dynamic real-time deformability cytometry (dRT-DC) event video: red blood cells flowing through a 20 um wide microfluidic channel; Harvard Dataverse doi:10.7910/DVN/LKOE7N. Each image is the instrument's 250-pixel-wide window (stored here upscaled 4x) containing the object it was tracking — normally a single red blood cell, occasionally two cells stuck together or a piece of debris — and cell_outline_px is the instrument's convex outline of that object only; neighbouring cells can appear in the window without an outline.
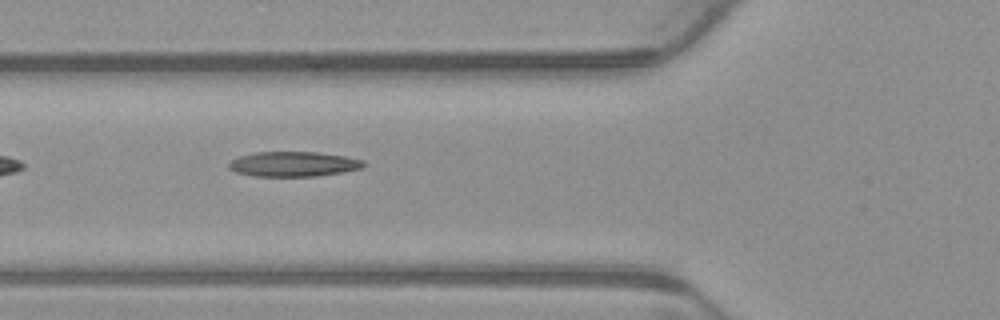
{"species": "common noctule bat (a hibernating species)", "species_latin": "Nyctalus noctula", "temperature_condition": "warm", "stored_images_in_passage": 5, "camera_frame_rate_fps": 3000, "um_per_image_px": 0.085, "animal": {"sex": "male", "body_mass_g": 23.1, "forearm_length_mm": 52.7}, "frame": {"image": 1, "passage_image": 5, "time_ms": 1.333, "image_size_px": [1000, 320], "cell_outline_px": [[368, 164], [360, 168], [340, 172], [316, 176], [256, 176], [236, 172], [228, 168], [228, 164], [232, 160], [240, 156], [256, 152], [316, 152], [344, 156], [364, 160]], "centroid_in_image_um": [24.95, 13.94], "position_along_channel_um": 100.9, "area_um2": 19.42}}